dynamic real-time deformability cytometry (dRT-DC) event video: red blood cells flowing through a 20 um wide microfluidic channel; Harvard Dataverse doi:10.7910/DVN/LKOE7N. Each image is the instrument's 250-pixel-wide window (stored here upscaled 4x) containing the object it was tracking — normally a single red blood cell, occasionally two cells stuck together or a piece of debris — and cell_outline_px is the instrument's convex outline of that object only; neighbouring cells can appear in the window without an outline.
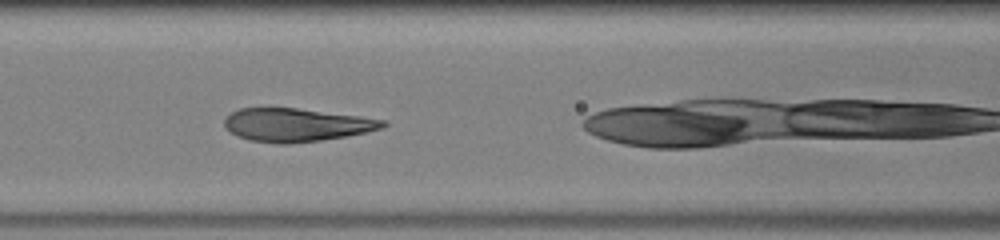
{"species": "human", "species_latin": "Homo sapiens", "temperature_condition": "warm", "stored_images_in_passage": 22, "camera_frame_rate_fps": 3000, "um_per_image_px": 0.085, "donor": {"sex": "male"}, "frame": {"image": 1, "passage_image": 4, "time_ms": 1.0, "image_size_px": [1000, 240], "cell_outline_px": [[388, 124], [384, 128], [368, 132], [348, 136], [320, 140], [288, 144], [276, 144], [248, 140], [236, 136], [224, 128], [224, 120], [232, 112], [240, 108], [296, 108], [360, 116], [388, 120]], "centroid_in_image_um": [25.21, 10.63], "position_along_channel_um": 141.4, "area_um2": 30.98}}